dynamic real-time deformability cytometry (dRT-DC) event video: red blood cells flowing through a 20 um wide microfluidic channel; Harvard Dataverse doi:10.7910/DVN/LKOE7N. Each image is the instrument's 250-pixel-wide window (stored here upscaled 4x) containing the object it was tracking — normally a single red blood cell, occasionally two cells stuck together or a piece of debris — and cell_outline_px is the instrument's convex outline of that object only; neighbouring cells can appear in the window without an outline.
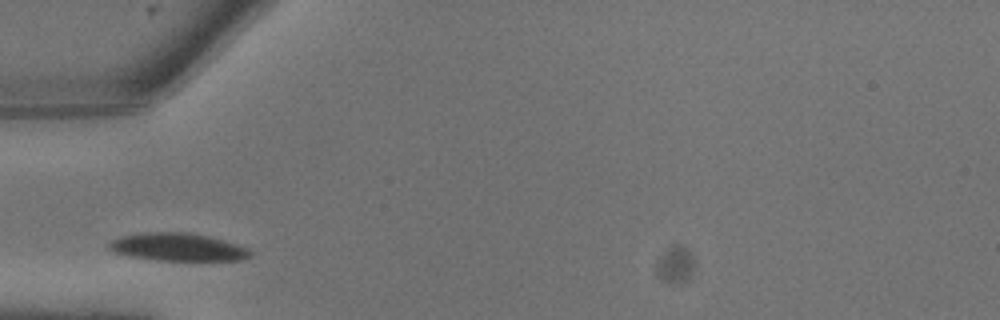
{"species": "common noctule bat (a hibernating species)", "species_latin": "Nyctalus noctula", "temperature_condition": "warm", "stored_images_in_passage": 2, "camera_frame_rate_fps": 3000, "um_per_image_px": 0.085, "animal": {"sex": "male", "body_mass_g": 13.3}, "frame": {"image": 1, "passage_image": 1, "time_ms": 0.0, "image_size_px": [1000, 320], "cell_outline_px": [[252, 256], [244, 260], [156, 260], [132, 256], [112, 252], [108, 248], [108, 244], [112, 240], [120, 236], [144, 232], [188, 232], [208, 236], [236, 244], [248, 248], [252, 252]], "centroid_in_image_um": [15.11, 21.0], "position_along_channel_um": 69.9, "area_um2": 22.89}}